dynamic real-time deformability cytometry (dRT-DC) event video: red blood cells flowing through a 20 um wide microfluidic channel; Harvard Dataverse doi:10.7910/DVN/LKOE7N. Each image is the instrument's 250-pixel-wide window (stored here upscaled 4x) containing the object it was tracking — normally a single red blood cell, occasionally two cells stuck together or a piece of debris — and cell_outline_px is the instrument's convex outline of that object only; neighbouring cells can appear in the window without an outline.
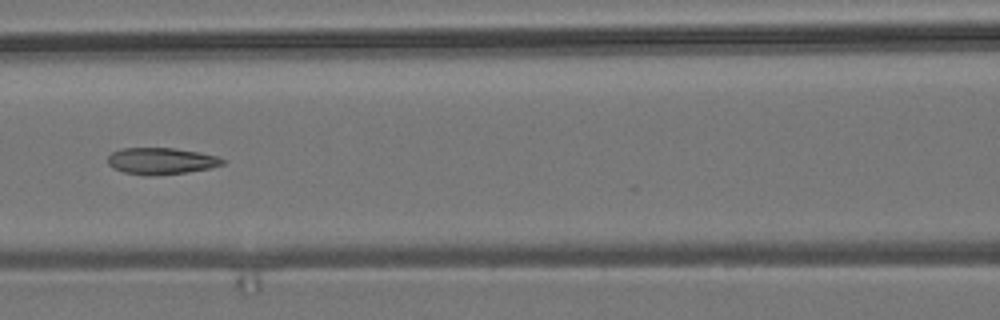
{"species": "common noctule bat (a hibernating species)", "species_latin": "Nyctalus noctula", "temperature_condition": "room temperature", "stored_images_in_passage": 9, "camera_frame_rate_fps": 3000, "um_per_image_px": 0.085, "animal": {"sex": "male", "body_mass_g": 19.2, "forearm_length_mm": 51.8}, "frame": {"image": 1, "passage_image": 6, "time_ms": 1.667, "image_size_px": [1000, 320], "cell_outline_px": [[228, 160], [224, 164], [208, 168], [188, 172], [156, 176], [144, 176], [124, 172], [112, 168], [108, 164], [108, 156], [112, 152], [120, 148], [172, 148], [200, 152], [216, 156]], "centroid_in_image_um": [13.69, 13.69], "position_along_channel_um": 152.9, "area_um2": 18.03}}
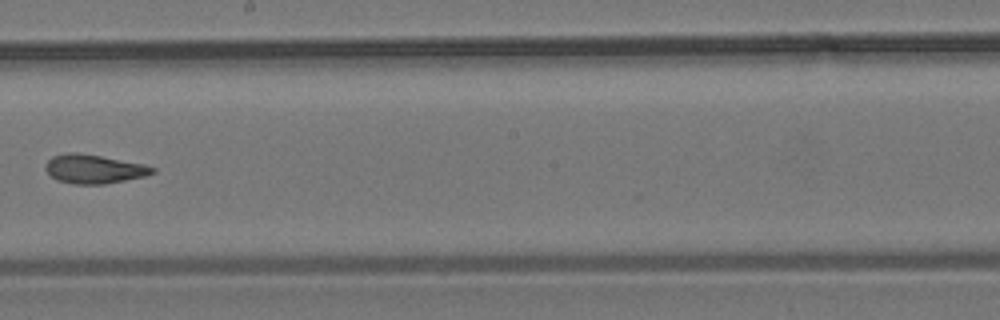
{"frame": {"image": 2, "passage_image": 8, "time_ms": 2.333, "image_size_px": [1000, 320], "cell_outline_px": [[156, 172], [144, 176], [104, 184], [72, 184], [56, 180], [44, 168], [48, 160], [52, 156], [68, 152], [76, 152], [100, 156], [144, 164], [156, 168]], "centroid_in_image_um": [7.97, 14.36], "position_along_channel_um": 240.2, "area_um2": 17.92}}
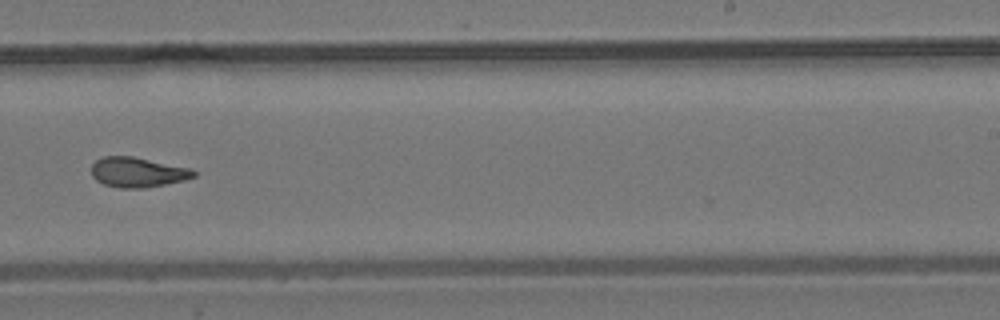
{"frame": {"image": 3, "passage_image": 9, "time_ms": 2.667, "image_size_px": [1000, 320], "cell_outline_px": [[196, 176], [184, 180], [144, 188], [120, 188], [104, 184], [96, 180], [92, 176], [92, 164], [100, 156], [132, 156], [192, 168], [196, 172]], "centroid_in_image_um": [11.7, 14.63], "position_along_channel_um": 277.3, "area_um2": 17.92}}